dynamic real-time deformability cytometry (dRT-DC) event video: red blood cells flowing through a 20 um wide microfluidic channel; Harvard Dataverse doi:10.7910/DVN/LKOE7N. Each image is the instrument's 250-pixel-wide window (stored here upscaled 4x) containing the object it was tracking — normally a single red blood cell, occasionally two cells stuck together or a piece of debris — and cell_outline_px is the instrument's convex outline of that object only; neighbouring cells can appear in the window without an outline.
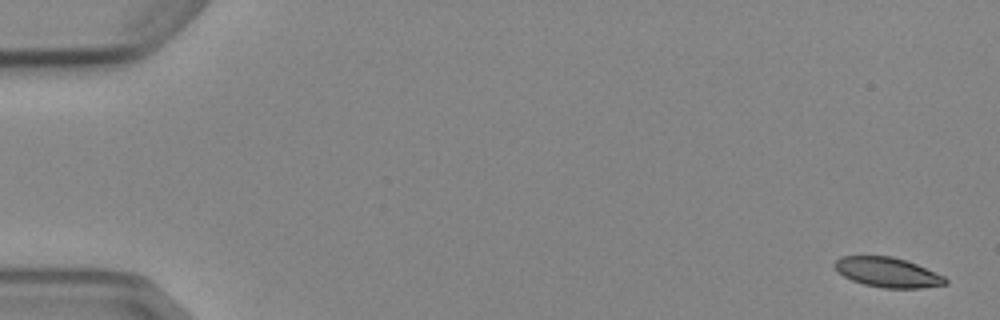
{"species": "Egyptian fruit bat (a non-hibernating species)", "species_latin": "Rousettus aegyptiacus", "temperature_condition": "cold", "stored_images_in_passage": 7, "camera_frame_rate_fps": 3000, "um_per_image_px": 0.085, "animal": {"sex": "female"}, "frame": {"image": 1, "passage_image": 1, "time_ms": 0.0, "image_size_px": [1000, 320], "cell_outline_px": [[948, 284], [920, 288], [884, 288], [864, 284], [852, 280], [844, 276], [836, 268], [836, 260], [840, 256], [892, 256], [916, 264], [944, 276], [948, 280]], "centroid_in_image_um": [75.48, 23.15], "position_along_channel_um": 9.5, "area_um2": 18.96}}
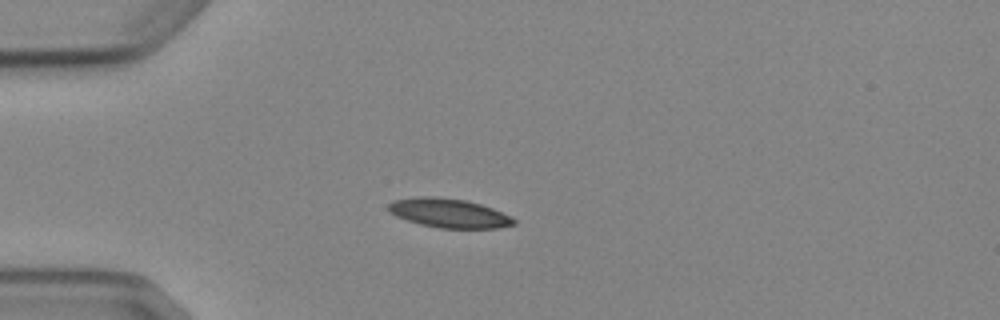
{"frame": {"image": 2, "passage_image": 4, "time_ms": 4.333, "image_size_px": [1000, 320], "cell_outline_px": [[516, 224], [496, 228], [440, 228], [420, 224], [396, 216], [388, 212], [388, 204], [392, 200], [416, 196], [436, 196], [468, 200], [492, 208], [512, 216], [516, 220]], "centroid_in_image_um": [38.15, 18.1], "position_along_channel_um": 46.9, "area_um2": 21.5}}
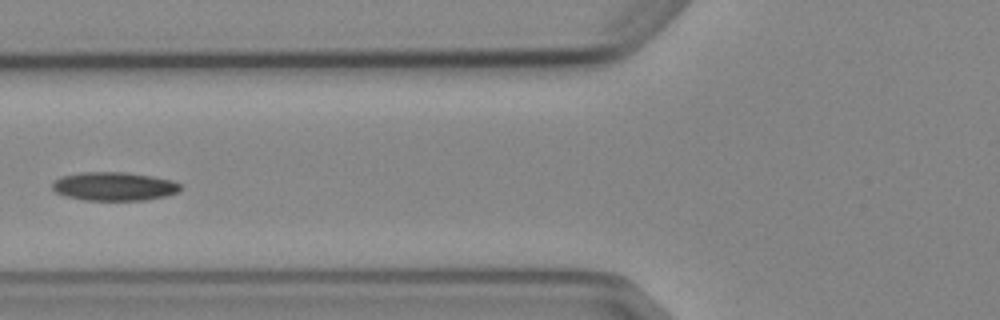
{"frame": {"image": 3, "passage_image": 6, "time_ms": 6.667, "image_size_px": [1000, 320], "cell_outline_px": [[180, 192], [164, 196], [144, 200], [84, 200], [64, 196], [56, 192], [52, 188], [52, 184], [60, 176], [80, 172], [124, 172], [152, 176], [172, 180], [180, 184]], "centroid_in_image_um": [9.68, 15.84], "position_along_channel_um": 116.1, "area_um2": 21.39}}